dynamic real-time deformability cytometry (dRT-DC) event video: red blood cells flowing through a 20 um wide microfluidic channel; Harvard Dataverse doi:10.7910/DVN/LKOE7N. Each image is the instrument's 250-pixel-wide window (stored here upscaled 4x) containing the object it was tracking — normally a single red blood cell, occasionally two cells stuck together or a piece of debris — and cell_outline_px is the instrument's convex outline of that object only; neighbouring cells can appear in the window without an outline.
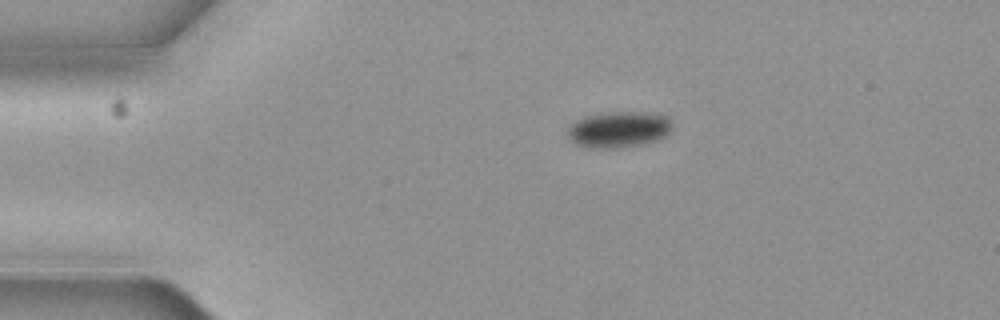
{"species": "common noctule bat (a hibernating species)", "species_latin": "Nyctalus noctula", "temperature_condition": "cold", "stored_images_in_passage": 7, "camera_frame_rate_fps": 3000, "um_per_image_px": 0.085, "animal": {"sex": "female", "body_mass_g": 19.3, "forearm_length_mm": 54.1}, "frame": {"image": 1, "passage_image": 1, "time_ms": 0.0, "image_size_px": [1000, 320], "cell_outline_px": [[672, 128], [664, 136], [656, 140], [640, 144], [616, 148], [592, 148], [576, 144], [568, 136], [568, 128], [576, 120], [584, 116], [612, 112], [632, 112], [668, 116], [672, 124]], "centroid_in_image_um": [52.57, 11.01], "position_along_channel_um": 32.4, "area_um2": 21.62}}
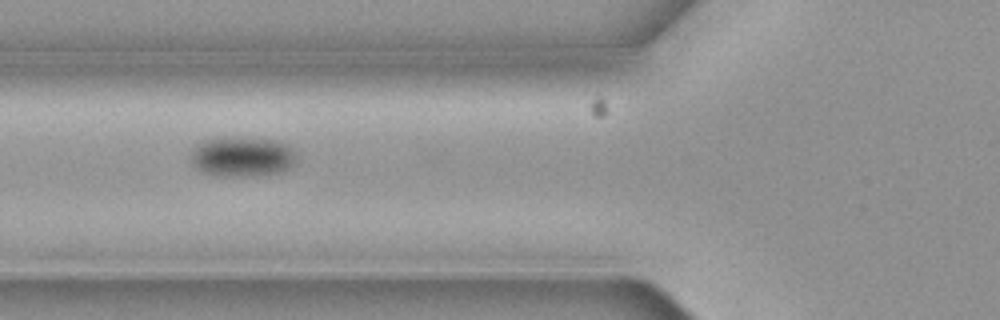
{"frame": {"image": 2, "passage_image": 4, "time_ms": 1.0, "image_size_px": [1000, 320], "cell_outline_px": [[296, 156], [292, 164], [288, 168], [280, 172], [248, 176], [220, 176], [204, 172], [196, 168], [192, 164], [192, 148], [196, 144], [204, 140], [220, 136], [236, 136], [280, 140], [292, 148]], "centroid_in_image_um": [20.56, 13.27], "position_along_channel_um": 105.2, "area_um2": 24.97}}
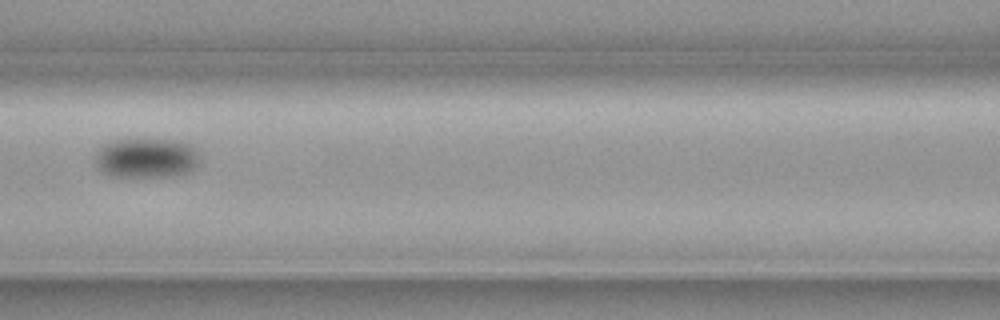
{"frame": {"image": 3, "passage_image": 5, "time_ms": 1.333, "image_size_px": [1000, 320], "cell_outline_px": [[200, 160], [192, 172], [176, 176], [108, 176], [96, 168], [96, 152], [100, 144], [112, 140], [128, 136], [144, 136], [180, 140], [192, 144], [200, 156]], "centroid_in_image_um": [12.44, 13.35], "position_along_channel_um": 154.2, "area_um2": 25.95}}